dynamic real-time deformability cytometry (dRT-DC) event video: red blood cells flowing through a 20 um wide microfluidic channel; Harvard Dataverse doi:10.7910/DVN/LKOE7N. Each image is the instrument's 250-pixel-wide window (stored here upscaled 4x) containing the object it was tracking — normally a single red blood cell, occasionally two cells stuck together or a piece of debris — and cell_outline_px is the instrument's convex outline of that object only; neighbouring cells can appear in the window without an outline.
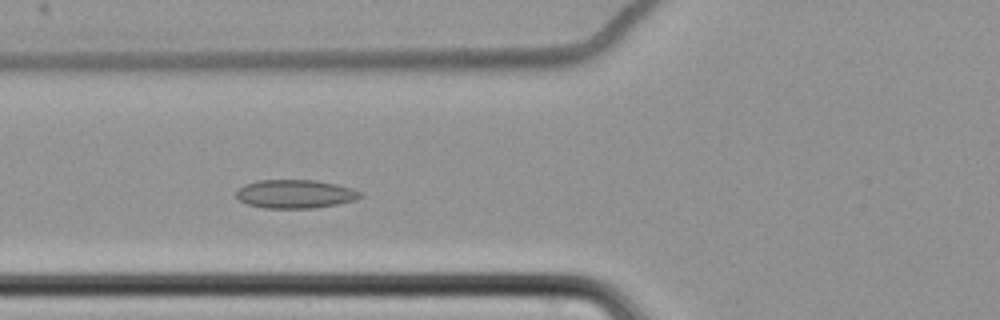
{"species": "common noctule bat (a hibernating species)", "species_latin": "Nyctalus noctula", "temperature_condition": "cold", "stored_images_in_passage": 46, "camera_frame_rate_fps": 3000, "um_per_image_px": 0.085, "animal": {"sex": "female", "body_mass_g": 22.7, "forearm_length_mm": 54.2}, "frame": {"image": 1, "passage_image": 9, "time_ms": 2.667, "image_size_px": [1000, 320], "cell_outline_px": [[364, 196], [356, 200], [336, 204], [312, 208], [264, 208], [248, 204], [240, 200], [236, 196], [236, 192], [244, 184], [260, 180], [316, 180], [336, 184], [352, 188], [364, 192]], "centroid_in_image_um": [25.14, 16.48], "position_along_channel_um": 100.7, "area_um2": 20.69}}
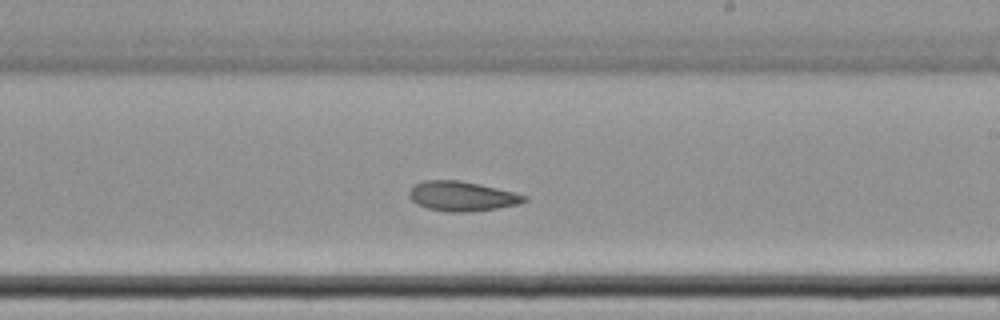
{"frame": {"image": 2, "passage_image": 22, "time_ms": 7.0, "image_size_px": [1000, 320], "cell_outline_px": [[528, 200], [520, 204], [472, 212], [448, 212], [428, 208], [416, 204], [408, 196], [408, 192], [416, 184], [424, 180], [460, 180], [480, 184], [528, 196]], "centroid_in_image_um": [39.27, 16.68], "position_along_channel_um": 249.7, "area_um2": 19.94}}
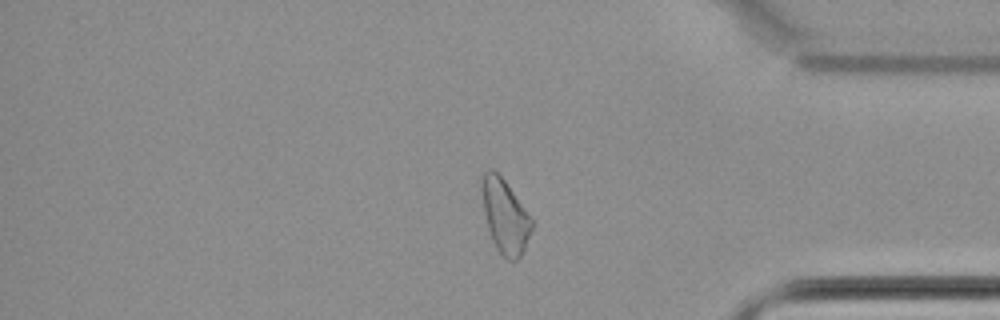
{"frame": {"image": 3, "passage_image": 36, "time_ms": 11.667, "image_size_px": [1000, 320], "cell_outline_px": [[532, 228], [524, 248], [520, 256], [516, 260], [508, 260], [496, 248], [492, 240], [488, 228], [484, 212], [480, 188], [480, 176], [488, 168], [492, 168], [504, 180], [532, 220]], "centroid_in_image_um": [42.87, 18.33], "position_along_channel_um": 392.3, "area_um2": 21.15}, "authors_computed_cell_mechanics": {"area_um2": 20.6924, "velocity_mm_per_s": 3.4464, "shape_relaxation_time_tau1_ms": null, "shape_relaxation_time_tau2_ms": 2.4553, "deformation_change_tau1": null, "deformation_change_tau2": 0.0707}}